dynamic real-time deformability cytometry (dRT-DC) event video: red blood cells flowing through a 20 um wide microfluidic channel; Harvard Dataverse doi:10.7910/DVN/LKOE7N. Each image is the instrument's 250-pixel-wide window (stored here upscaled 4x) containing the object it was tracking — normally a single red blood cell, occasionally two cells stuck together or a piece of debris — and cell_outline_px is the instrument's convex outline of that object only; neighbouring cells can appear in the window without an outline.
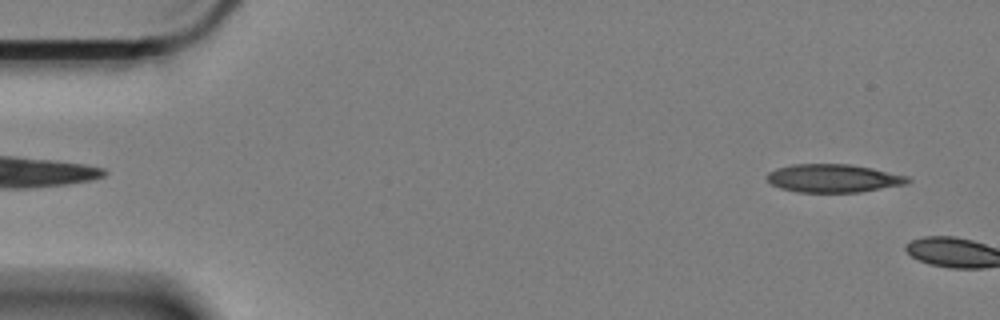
{"species": "Egyptian fruit bat (a non-hibernating species)", "species_latin": "Rousettus aegyptiacus", "temperature_condition": "cold", "stored_images_in_passage": 5, "camera_frame_rate_fps": 3000, "um_per_image_px": 0.085, "animal": {"sex": "female"}, "frame": {"image": 1, "passage_image": 3, "time_ms": 0.667, "image_size_px": [1000, 320], "cell_outline_px": [[912, 180], [908, 184], [860, 192], [796, 192], [780, 188], [772, 184], [764, 176], [768, 172], [776, 168], [792, 164], [848, 164], [872, 168], [908, 176]], "centroid_in_image_um": [70.83, 15.15], "position_along_channel_um": 14.2, "area_um2": 23.29}}